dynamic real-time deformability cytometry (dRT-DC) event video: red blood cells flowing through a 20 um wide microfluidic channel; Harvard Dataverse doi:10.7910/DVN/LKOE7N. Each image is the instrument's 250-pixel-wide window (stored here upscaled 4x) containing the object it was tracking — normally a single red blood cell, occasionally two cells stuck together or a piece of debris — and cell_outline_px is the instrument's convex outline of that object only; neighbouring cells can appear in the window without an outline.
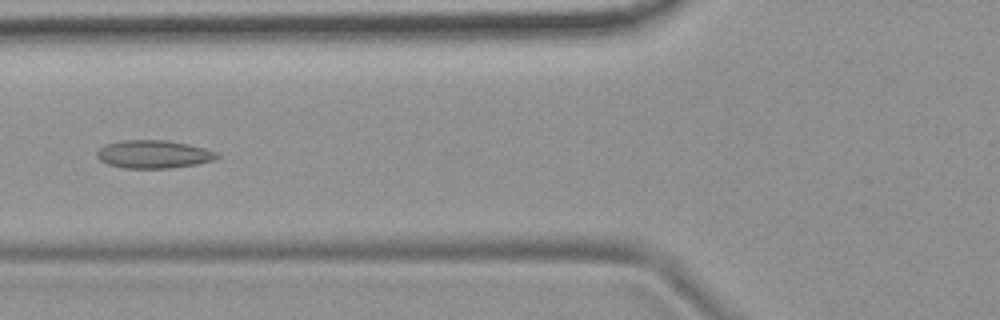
{"species": "common noctule bat (a hibernating species)", "species_latin": "Nyctalus noctula", "temperature_condition": "room temperature", "stored_images_in_passage": 6, "camera_frame_rate_fps": 3000, "um_per_image_px": 0.085, "animal": {"sex": "female", "body_mass_g": 19.9}, "frame": {"image": 1, "passage_image": 4, "time_ms": 1.0, "image_size_px": [1000, 320], "cell_outline_px": [[220, 156], [212, 160], [196, 164], [168, 168], [124, 168], [108, 164], [100, 160], [96, 156], [96, 152], [104, 144], [120, 140], [168, 140], [188, 144], [204, 148], [216, 152]], "centroid_in_image_um": [13.01, 13.1], "position_along_channel_um": 112.8, "area_um2": 19.59}}